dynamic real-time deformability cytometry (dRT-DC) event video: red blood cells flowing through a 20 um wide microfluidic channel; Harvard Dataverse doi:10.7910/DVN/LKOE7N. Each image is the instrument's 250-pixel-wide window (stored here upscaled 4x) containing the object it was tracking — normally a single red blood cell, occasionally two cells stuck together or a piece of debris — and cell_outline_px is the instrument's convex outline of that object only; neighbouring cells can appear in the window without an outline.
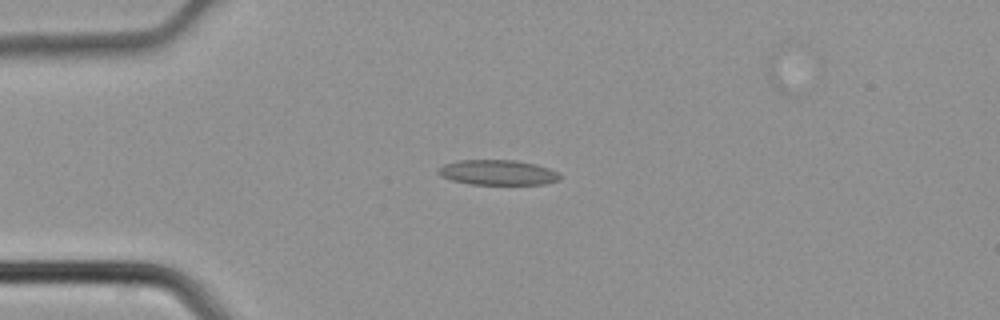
{"species": "common noctule bat (a hibernating species)", "species_latin": "Nyctalus noctula", "temperature_condition": "cold", "stored_images_in_passage": 4, "camera_frame_rate_fps": 3000, "um_per_image_px": 0.085, "animal": {"sex": "male", "body_mass_g": 21.5, "forearm_length_mm": 52.0}, "frame": {"image": 1, "passage_image": 3, "time_ms": 0.667, "image_size_px": [1000, 320], "cell_outline_px": [[560, 180], [544, 184], [468, 184], [452, 180], [440, 176], [436, 172], [444, 164], [460, 160], [516, 160], [536, 164], [560, 172]], "centroid_in_image_um": [42.32, 14.66], "position_along_channel_um": 42.7, "area_um2": 17.86}}